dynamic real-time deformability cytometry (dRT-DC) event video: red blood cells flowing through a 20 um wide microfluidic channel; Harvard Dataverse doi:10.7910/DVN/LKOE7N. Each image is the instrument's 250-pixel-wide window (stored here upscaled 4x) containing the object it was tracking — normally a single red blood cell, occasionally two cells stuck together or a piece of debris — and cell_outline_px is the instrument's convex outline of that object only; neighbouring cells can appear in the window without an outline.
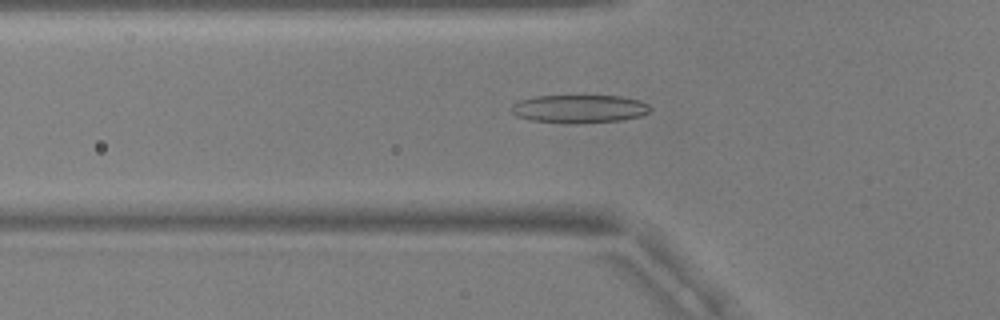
{"species": "common noctule bat (a hibernating species)", "species_latin": "Nyctalus noctula", "temperature_condition": "warm", "stored_images_in_passage": 54, "camera_frame_rate_fps": 3000, "um_per_image_px": 0.085, "animal": {"sex": "male", "body_mass_g": 17.9, "forearm_length_mm": 54.2}, "frame": {"image": 1, "passage_image": 19, "time_ms": 6.0, "image_size_px": [1000, 320], "cell_outline_px": [[652, 108], [648, 112], [640, 116], [620, 120], [576, 124], [532, 120], [516, 116], [508, 108], [512, 104], [520, 100], [536, 96], [620, 96], [640, 100], [648, 104]], "centroid_in_image_um": [49.22, 9.25], "position_along_channel_um": 76.6, "area_um2": 22.83}}
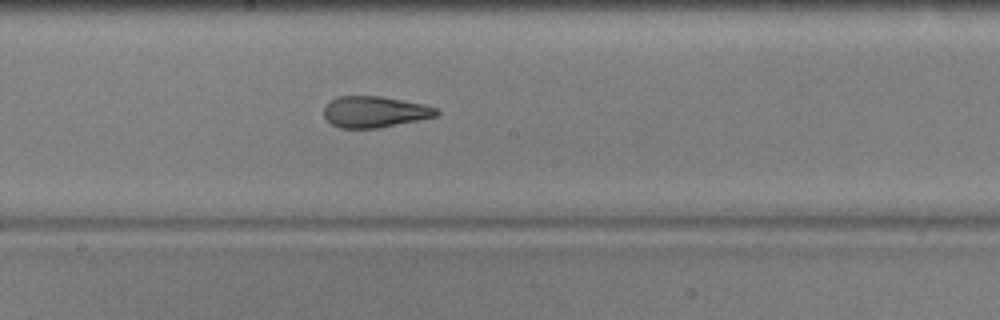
{"frame": {"image": 2, "passage_image": 30, "time_ms": 9.667, "image_size_px": [1000, 320], "cell_outline_px": [[440, 112], [436, 116], [380, 128], [340, 128], [332, 124], [324, 116], [324, 108], [336, 96], [380, 96], [424, 104], [436, 108]], "centroid_in_image_um": [31.85, 9.51], "position_along_channel_um": 216.4, "area_um2": 20.35}}
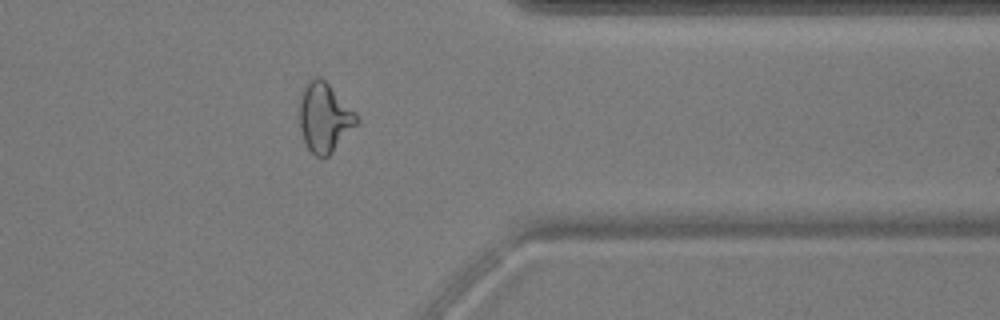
{"frame": {"image": 3, "passage_image": 44, "time_ms": 14.333, "image_size_px": [1000, 320], "cell_outline_px": [[360, 120], [332, 152], [328, 156], [316, 156], [308, 148], [304, 140], [300, 128], [300, 96], [304, 84], [308, 80], [316, 76], [320, 76], [356, 112]], "centroid_in_image_um": [27.57, 9.95], "position_along_channel_um": 383.8, "area_um2": 22.83}, "authors_computed_cell_mechanics": {"area_um2": 21.7328, "velocity_mm_per_s": 3.7821, "shape_relaxation_time_tau1_ms": 10.7667, "shape_relaxation_time_tau2_ms": 1.9438, "deformation_change_tau1": 0.2979, "deformation_change_tau2": 0.1028}}